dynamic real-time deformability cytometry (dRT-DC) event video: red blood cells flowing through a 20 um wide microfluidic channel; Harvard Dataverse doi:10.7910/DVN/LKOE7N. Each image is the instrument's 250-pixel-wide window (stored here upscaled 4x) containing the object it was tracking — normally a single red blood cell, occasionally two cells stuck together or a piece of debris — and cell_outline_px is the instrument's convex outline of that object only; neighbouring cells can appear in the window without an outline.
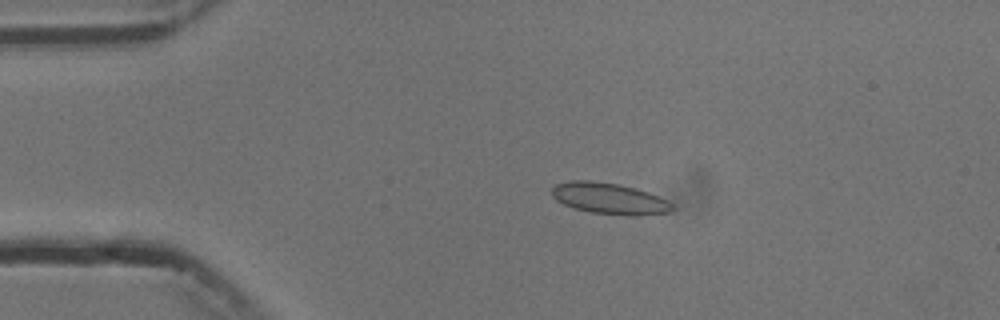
{"species": "common noctule bat (a hibernating species)", "species_latin": "Nyctalus noctula", "temperature_condition": "cold", "stored_images_in_passage": 4, "camera_frame_rate_fps": 3000, "um_per_image_px": 0.085, "animal": {"sex": "male", "body_mass_g": 13.3}, "frame": {"image": 1, "passage_image": 3, "time_ms": 2.333, "image_size_px": [1000, 320], "cell_outline_px": [[676, 208], [672, 212], [640, 216], [628, 216], [592, 212], [576, 208], [564, 204], [556, 200], [552, 196], [552, 188], [556, 184], [572, 180], [588, 180], [620, 184], [636, 188], [648, 192], [672, 204]], "centroid_in_image_um": [51.82, 16.88], "position_along_channel_um": 33.2, "area_um2": 21.91}}